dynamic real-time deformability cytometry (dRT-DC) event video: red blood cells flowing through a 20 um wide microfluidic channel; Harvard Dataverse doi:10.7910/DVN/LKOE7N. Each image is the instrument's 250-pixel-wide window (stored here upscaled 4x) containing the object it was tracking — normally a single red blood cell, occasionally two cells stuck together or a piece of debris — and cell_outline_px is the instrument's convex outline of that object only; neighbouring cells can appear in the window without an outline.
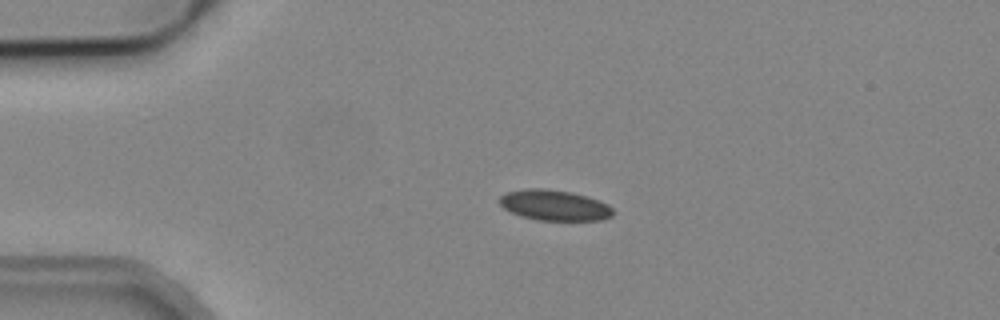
{"species": "common noctule bat (a hibernating species)", "species_latin": "Nyctalus noctula", "temperature_condition": "cold", "stored_images_in_passage": 3, "camera_frame_rate_fps": 3000, "um_per_image_px": 0.085, "animal": {"sex": "male", "body_mass_g": 19.2, "forearm_length_mm": 51.8}, "frame": {"image": 1, "passage_image": 2, "time_ms": 1.667, "image_size_px": [1000, 320], "cell_outline_px": [[612, 216], [600, 220], [540, 220], [524, 216], [512, 212], [504, 208], [500, 204], [500, 196], [504, 192], [528, 188], [544, 188], [572, 192], [588, 196], [600, 200], [608, 204], [612, 208]], "centroid_in_image_um": [47.14, 17.42], "position_along_channel_um": 37.9, "area_um2": 20.17}}